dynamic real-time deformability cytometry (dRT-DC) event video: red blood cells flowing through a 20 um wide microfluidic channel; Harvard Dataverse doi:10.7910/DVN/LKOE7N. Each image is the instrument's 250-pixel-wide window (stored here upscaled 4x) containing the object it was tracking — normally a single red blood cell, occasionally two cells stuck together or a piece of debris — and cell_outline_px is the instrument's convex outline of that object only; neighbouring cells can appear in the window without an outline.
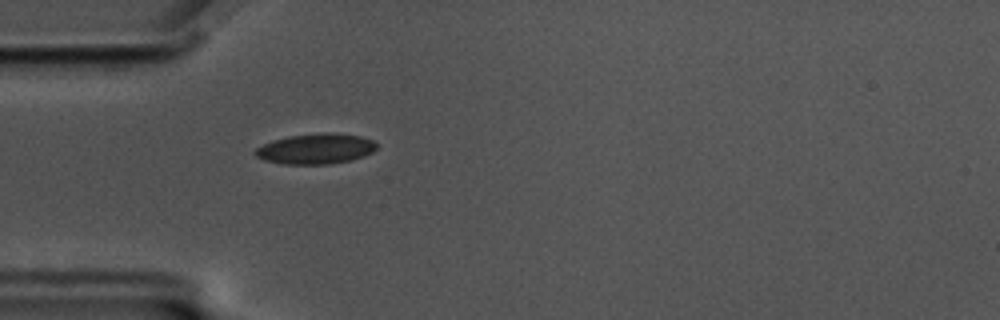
{"species": "common noctule bat (a hibernating species)", "species_latin": "Nyctalus noctula", "temperature_condition": "cold", "stored_images_in_passage": 57, "camera_frame_rate_fps": 3000, "um_per_image_px": 0.085, "animal": {"sex": "male", "body_mass_g": 17.5, "forearm_length_mm": 52.3}, "frame": {"image": 1, "passage_image": 16, "time_ms": 5.0, "image_size_px": [1000, 320], "cell_outline_px": [[376, 148], [372, 152], [364, 156], [352, 160], [328, 164], [284, 164], [264, 160], [256, 156], [252, 152], [256, 148], [272, 140], [288, 136], [320, 132], [332, 132], [360, 136], [372, 140], [376, 144]], "centroid_in_image_um": [26.82, 12.64], "position_along_channel_um": 58.2, "area_um2": 21.62}}
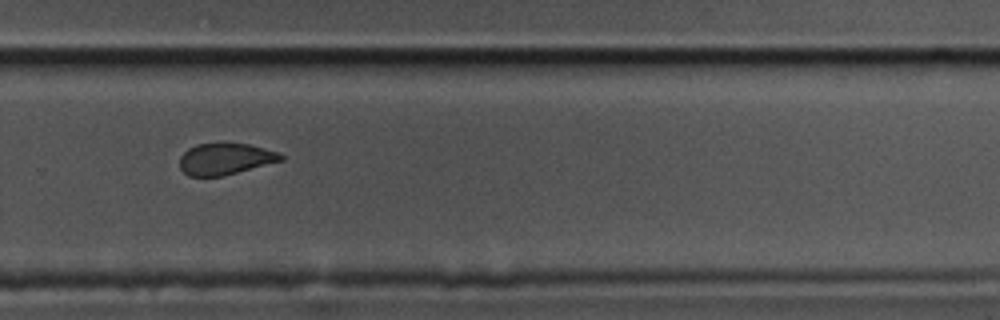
{"frame": {"image": 2, "passage_image": 38, "time_ms": 12.333, "image_size_px": [1000, 320], "cell_outline_px": [[284, 160], [224, 176], [188, 176], [180, 168], [180, 156], [188, 148], [196, 144], [248, 144], [280, 152], [284, 156]], "centroid_in_image_um": [19.16, 13.52], "position_along_channel_um": 310.6, "area_um2": 18.55}}
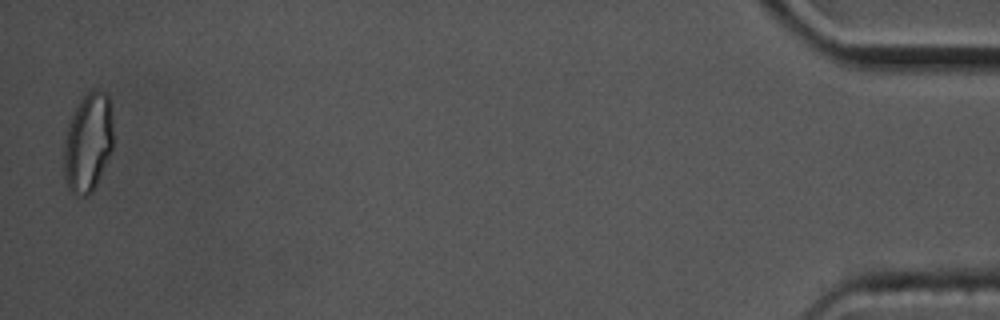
{"frame": {"image": 3, "passage_image": 56, "time_ms": 18.333, "image_size_px": [1000, 320], "cell_outline_px": [[112, 148], [96, 184], [92, 192], [88, 196], [84, 196], [72, 192], [68, 188], [64, 176], [64, 144], [68, 124], [80, 100], [92, 88], [96, 88], [104, 92], [108, 96], [112, 124]], "centroid_in_image_um": [7.47, 12.11], "position_along_channel_um": 427.7, "area_um2": 28.09}, "authors_computed_cell_mechanics": {"area_um2": 20.808, "velocity_mm_per_s": 3.4857, "shape_relaxation_time_tau1_ms": 4.1754, "shape_relaxation_time_tau2_ms": 3.3082, "deformation_change_tau1": 0.0983, "deformation_change_tau2": 0.0773}}